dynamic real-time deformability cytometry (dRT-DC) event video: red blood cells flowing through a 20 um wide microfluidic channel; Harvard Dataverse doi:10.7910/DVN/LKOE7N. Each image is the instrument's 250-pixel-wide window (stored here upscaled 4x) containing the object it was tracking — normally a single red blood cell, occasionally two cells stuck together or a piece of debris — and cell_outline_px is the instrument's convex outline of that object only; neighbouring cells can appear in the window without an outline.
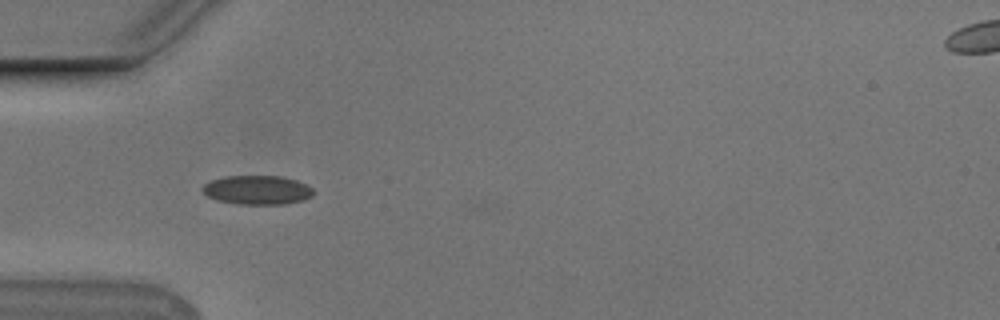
{"species": "Egyptian fruit bat (a non-hibernating species)", "species_latin": "Rousettus aegyptiacus", "temperature_condition": "cold", "stored_images_in_passage": 31, "camera_frame_rate_fps": 3000, "um_per_image_px": 0.085, "animal": {"sex": "male"}, "frame": {"image": 1, "passage_image": 1, "time_ms": 0.0, "image_size_px": [1000, 320], "cell_outline_px": [[312, 196], [304, 200], [284, 204], [236, 204], [216, 200], [208, 196], [200, 188], [204, 184], [212, 180], [224, 176], [280, 176], [296, 180], [312, 188]], "centroid_in_image_um": [21.84, 16.15], "position_along_channel_um": 63.2, "area_um2": 18.73}}
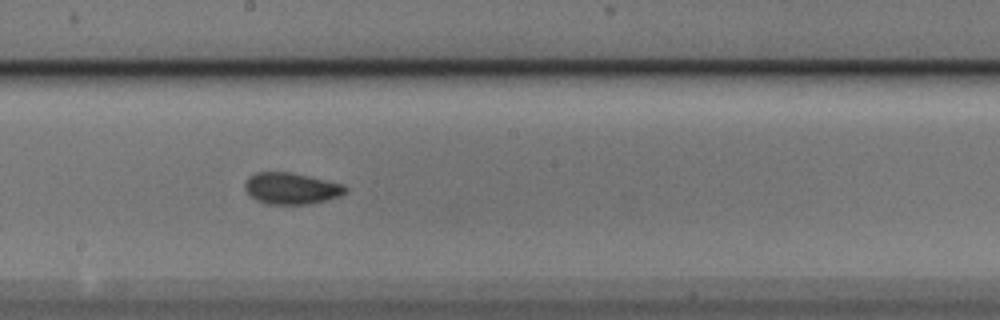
{"frame": {"image": 2, "passage_image": 14, "time_ms": 4.333, "image_size_px": [1000, 320], "cell_outline_px": [[348, 192], [340, 196], [308, 204], [264, 204], [256, 200], [244, 188], [244, 184], [248, 176], [256, 172], [288, 172], [308, 176], [344, 184], [348, 188]], "centroid_in_image_um": [24.76, 16.01], "position_along_channel_um": 223.4, "area_um2": 18.44}}
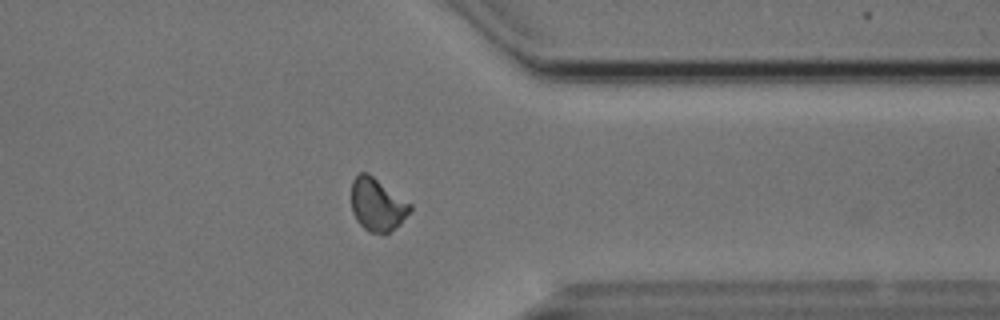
{"frame": {"image": 3, "passage_image": 27, "time_ms": 8.667, "image_size_px": [1000, 320], "cell_outline_px": [[412, 208], [400, 224], [384, 236], [368, 232], [356, 220], [352, 212], [352, 180], [360, 172], [368, 172], [412, 204]], "centroid_in_image_um": [32.07, 17.41], "position_along_channel_um": 379.3, "area_um2": 18.32}, "authors_computed_cell_mechanics": {"area_um2": 18.3226, "velocity_mm_per_s": 3.7451, "shape_relaxation_time_tau1_ms": 4.6121, "shape_relaxation_time_tau2_ms": 0.9317, "deformation_change_tau1": 0.0866, "deformation_change_tau2": 0.041}}